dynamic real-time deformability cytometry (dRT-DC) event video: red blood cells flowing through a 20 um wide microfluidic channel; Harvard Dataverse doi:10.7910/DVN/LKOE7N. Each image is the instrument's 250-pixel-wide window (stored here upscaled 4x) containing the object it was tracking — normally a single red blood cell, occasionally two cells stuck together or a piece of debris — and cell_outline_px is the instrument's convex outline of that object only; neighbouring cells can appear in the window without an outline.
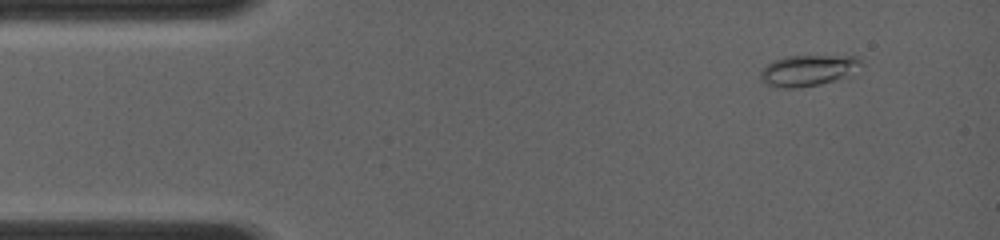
{"species": "common noctule bat (a hibernating species)", "species_latin": "Nyctalus noctula", "temperature_condition": "room temperature", "stored_images_in_passage": 14, "camera_frame_rate_fps": 4000, "um_per_image_px": 0.085, "animal": {"sex": "female", "body_mass_g": 19.0, "forearm_length_mm": 56.7}, "frame": {"image": 1, "passage_image": 3, "time_ms": 1.25, "image_size_px": [1000, 240], "cell_outline_px": [[864, 64], [856, 76], [820, 84], [800, 88], [780, 88], [768, 84], [760, 76], [760, 72], [772, 60], [784, 56], [856, 56]], "centroid_in_image_um": [68.81, 5.99], "position_along_channel_um": 16.2, "area_um2": 18.73}}
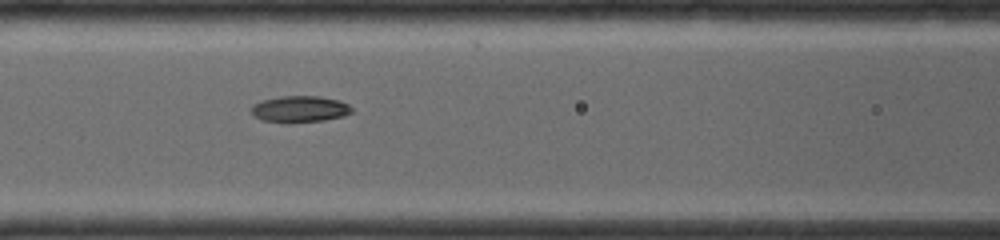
{"frame": {"image": 2, "passage_image": 11, "time_ms": 6.0, "image_size_px": [1000, 240], "cell_outline_px": [[352, 112], [344, 116], [324, 120], [288, 124], [264, 120], [256, 116], [252, 112], [252, 104], [260, 100], [280, 96], [320, 96], [340, 100], [348, 104], [352, 108]], "centroid_in_image_um": [25.49, 9.27], "position_along_channel_um": 141.1, "area_um2": 15.72}}
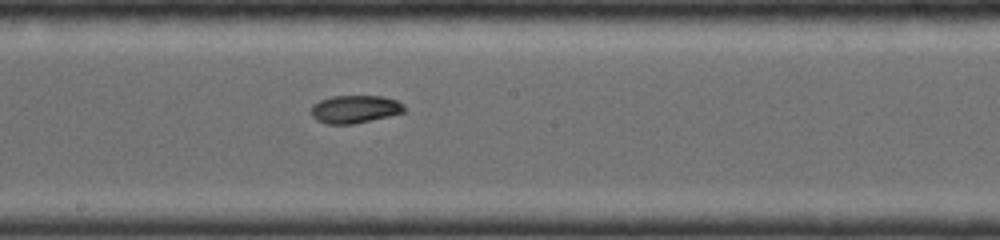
{"frame": {"image": 3, "passage_image": 14, "time_ms": 7.75, "image_size_px": [1000, 240], "cell_outline_px": [[404, 112], [388, 116], [352, 124], [328, 124], [316, 120], [312, 116], [312, 104], [320, 100], [332, 96], [384, 96], [396, 100], [404, 104]], "centroid_in_image_um": [30.15, 9.27], "position_along_channel_um": 218.0, "area_um2": 15.03}}